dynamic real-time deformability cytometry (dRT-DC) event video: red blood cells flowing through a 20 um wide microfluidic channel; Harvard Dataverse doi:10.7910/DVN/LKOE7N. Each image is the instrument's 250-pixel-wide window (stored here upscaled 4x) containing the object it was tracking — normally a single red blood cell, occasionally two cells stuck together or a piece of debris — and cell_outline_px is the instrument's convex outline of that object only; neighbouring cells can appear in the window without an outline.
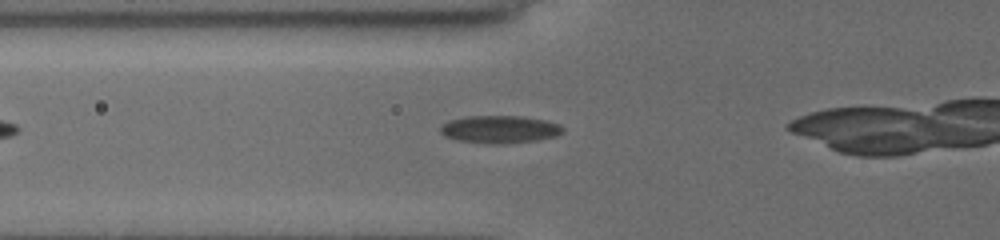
{"species": "common noctule bat (a hibernating species)", "species_latin": "Nyctalus noctula", "temperature_condition": "cold", "stored_images_in_passage": 16, "camera_frame_rate_fps": 3000, "um_per_image_px": 0.085, "animal": {"sex": "female", "body_mass_g": 19.5, "forearm_length_mm": 54.1}, "frame": {"image": 1, "passage_image": 4, "time_ms": 1.0, "image_size_px": [1000, 240], "cell_outline_px": [[564, 132], [556, 136], [536, 140], [504, 144], [496, 144], [456, 140], [444, 136], [440, 132], [440, 124], [448, 120], [464, 116], [524, 116], [548, 120], [560, 124], [564, 128]], "centroid_in_image_um": [42.47, 10.98], "position_along_channel_um": 83.3, "area_um2": 20.06}}
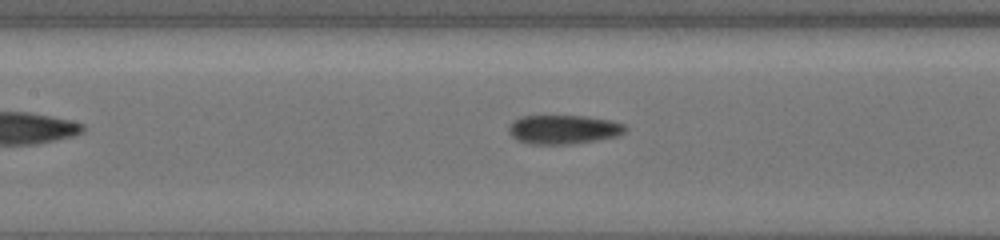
{"frame": {"image": 2, "passage_image": 10, "time_ms": 3.0, "image_size_px": [1000, 240], "cell_outline_px": [[628, 128], [624, 132], [616, 136], [596, 140], [572, 144], [528, 144], [512, 136], [508, 132], [508, 128], [520, 116], [588, 116], [612, 120], [624, 124]], "centroid_in_image_um": [47.93, 11.0], "position_along_channel_um": 159.5, "area_um2": 19.65}}
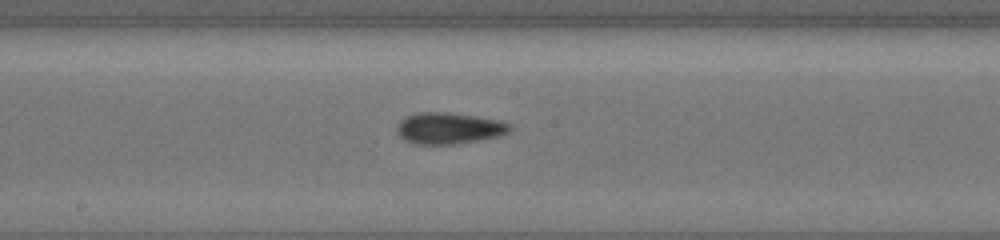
{"frame": {"image": 3, "passage_image": 14, "time_ms": 4.333, "image_size_px": [1000, 240], "cell_outline_px": [[512, 128], [508, 132], [500, 136], [452, 144], [416, 144], [404, 140], [396, 132], [396, 128], [400, 120], [416, 112], [444, 112], [476, 116], [500, 120], [512, 124]], "centroid_in_image_um": [38.16, 10.89], "position_along_channel_um": 210.0, "area_um2": 20.63}}